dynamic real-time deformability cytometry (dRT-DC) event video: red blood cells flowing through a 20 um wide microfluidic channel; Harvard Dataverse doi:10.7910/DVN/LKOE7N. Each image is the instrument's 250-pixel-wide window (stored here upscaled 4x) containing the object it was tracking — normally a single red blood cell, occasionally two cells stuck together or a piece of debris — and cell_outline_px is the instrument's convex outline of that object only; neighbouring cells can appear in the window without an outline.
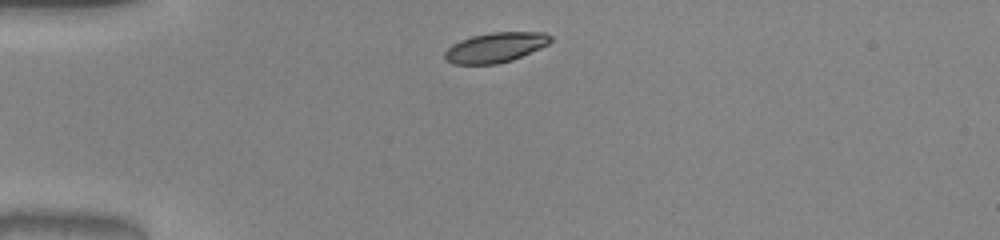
{"species": "common noctule bat (a hibernating species)", "species_latin": "Nyctalus noctula", "temperature_condition": "warm", "stored_images_in_passage": 37, "camera_frame_rate_fps": 3000, "um_per_image_px": 0.085, "animal": {"sex": "male", "body_mass_g": 20.0, "forearm_length_mm": 53.3}, "frame": {"image": 1, "passage_image": 1, "time_ms": 0.0, "image_size_px": [1000, 240], "cell_outline_px": [[548, 40], [544, 44], [536, 48], [508, 60], [484, 64], [464, 64], [452, 60], [448, 56], [448, 52], [452, 48], [468, 40], [480, 36], [508, 32], [512, 32], [548, 36]], "centroid_in_image_um": [42.12, 4.06], "position_along_channel_um": 42.9, "area_um2": 15.37}}
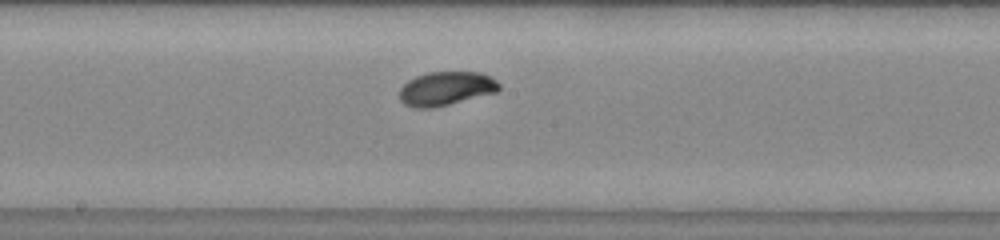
{"frame": {"image": 2, "passage_image": 16, "time_ms": 5.0, "image_size_px": [1000, 240], "cell_outline_px": [[496, 88], [452, 100], [436, 104], [416, 104], [408, 100], [404, 96], [404, 88], [408, 84], [416, 80], [428, 76], [452, 72], [484, 76], [492, 80], [496, 84]], "centroid_in_image_um": [37.93, 7.46], "position_along_channel_um": 210.3, "area_um2": 14.62}}
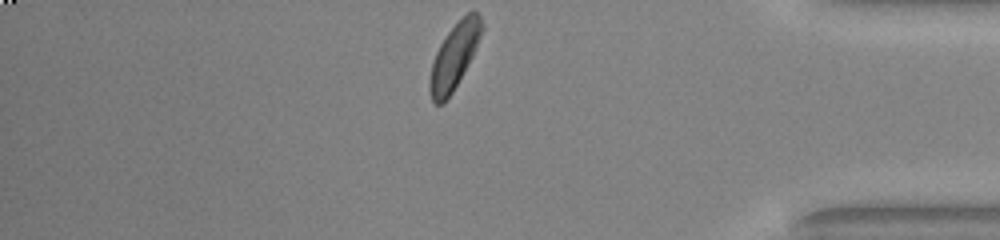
{"frame": {"image": 3, "passage_image": 32, "time_ms": 10.333, "image_size_px": [1000, 240], "cell_outline_px": [[476, 36], [472, 48], [460, 76], [444, 100], [436, 100], [432, 96], [432, 68], [436, 56], [444, 40], [464, 20], [476, 28]], "centroid_in_image_um": [38.42, 5.07], "position_along_channel_um": 396.8, "area_um2": 14.39}, "authors_computed_cell_mechanics": {"area_um2": 14.6234, "velocity_mm_per_s": 3.9963, "shape_relaxation_time_tau1_ms": 3.661, "shape_relaxation_time_tau2_ms": null, "deformation_change_tau1": 0.1169, "deformation_change_tau2": null}}